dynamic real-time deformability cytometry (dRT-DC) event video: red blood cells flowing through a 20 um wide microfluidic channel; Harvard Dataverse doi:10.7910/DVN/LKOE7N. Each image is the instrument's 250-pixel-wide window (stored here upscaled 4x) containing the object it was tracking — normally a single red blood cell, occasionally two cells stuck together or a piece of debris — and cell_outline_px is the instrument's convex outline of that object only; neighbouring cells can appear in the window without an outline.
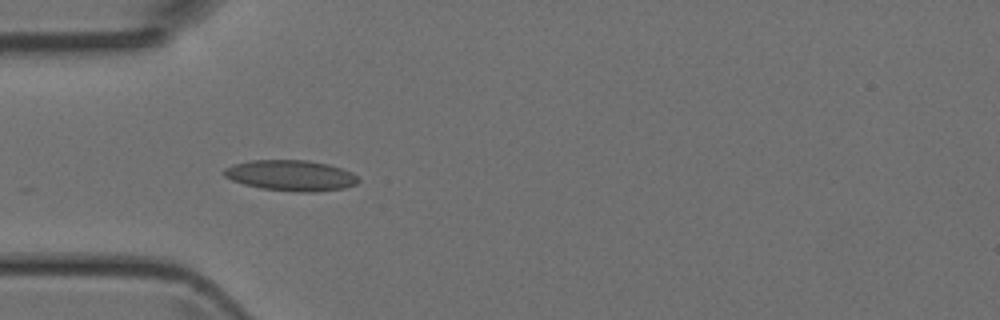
{"species": "Egyptian fruit bat (a non-hibernating species)", "species_latin": "Rousettus aegyptiacus", "temperature_condition": "room temperature", "stored_images_in_passage": 2, "camera_frame_rate_fps": 3000, "um_per_image_px": 0.085, "animal": {"sex": "female"}, "frame": {"image": 1, "passage_image": 1, "time_ms": 0.0, "image_size_px": [1000, 320], "cell_outline_px": [[360, 180], [356, 184], [344, 188], [316, 192], [300, 192], [260, 188], [244, 184], [232, 180], [224, 176], [220, 172], [224, 168], [232, 164], [252, 160], [308, 160], [328, 164], [352, 172]], "centroid_in_image_um": [24.69, 14.91], "position_along_channel_um": 60.3, "area_um2": 24.16}}